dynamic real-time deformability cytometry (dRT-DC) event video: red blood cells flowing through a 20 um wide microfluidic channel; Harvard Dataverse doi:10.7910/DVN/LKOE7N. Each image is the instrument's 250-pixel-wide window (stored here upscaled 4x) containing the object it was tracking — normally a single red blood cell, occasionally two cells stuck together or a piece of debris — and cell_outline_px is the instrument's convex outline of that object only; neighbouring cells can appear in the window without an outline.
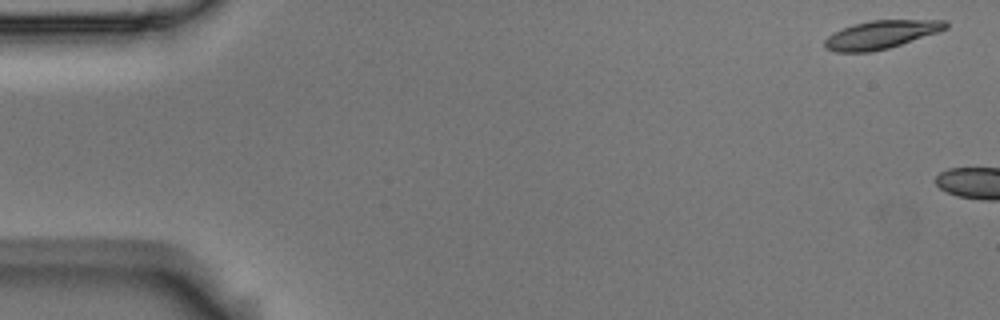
{"species": "Egyptian fruit bat (a non-hibernating species)", "species_latin": "Rousettus aegyptiacus", "temperature_condition": "room temperature", "stored_images_in_passage": 2, "camera_frame_rate_fps": 3000, "um_per_image_px": 0.085, "animal": {"sex": "male"}, "frame": {"image": 1, "passage_image": 1, "time_ms": 0.0, "image_size_px": [1000, 320], "cell_outline_px": [[948, 28], [888, 48], [872, 52], [836, 52], [824, 48], [824, 40], [832, 32], [852, 24], [872, 20], [944, 20], [948, 24]], "centroid_in_image_um": [74.81, 2.94], "position_along_channel_um": 10.2, "area_um2": 19.77}}